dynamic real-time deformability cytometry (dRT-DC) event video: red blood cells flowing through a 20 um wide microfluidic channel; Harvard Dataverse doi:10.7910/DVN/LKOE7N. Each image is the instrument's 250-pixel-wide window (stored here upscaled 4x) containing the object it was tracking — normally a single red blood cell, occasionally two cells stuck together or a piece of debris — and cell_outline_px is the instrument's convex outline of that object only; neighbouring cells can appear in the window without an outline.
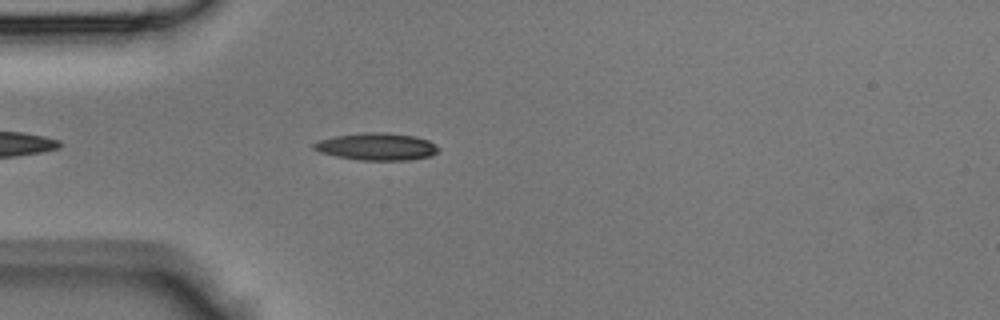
{"species": "Egyptian fruit bat (a non-hibernating species)", "species_latin": "Rousettus aegyptiacus", "temperature_condition": "room temperature", "stored_images_in_passage": 23, "camera_frame_rate_fps": 3000, "um_per_image_px": 0.085, "animal": {"sex": "male"}, "frame": {"image": 1, "passage_image": 4, "time_ms": 1.0, "image_size_px": [1000, 320], "cell_outline_px": [[440, 148], [432, 156], [408, 160], [360, 160], [336, 156], [320, 152], [312, 148], [312, 144], [320, 140], [336, 136], [360, 132], [384, 132], [416, 136], [428, 140], [436, 144]], "centroid_in_image_um": [32.04, 12.46], "position_along_channel_um": 53.0, "area_um2": 19.88}}
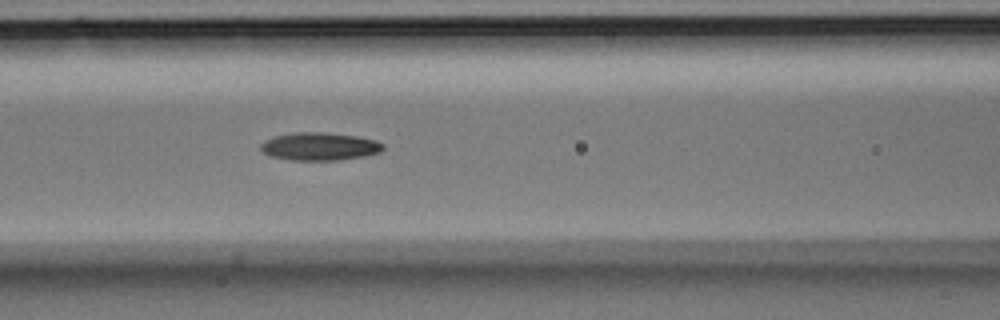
{"frame": {"image": 2, "passage_image": 10, "time_ms": 3.0, "image_size_px": [1000, 320], "cell_outline_px": [[384, 148], [380, 152], [364, 156], [340, 160], [292, 160], [268, 156], [260, 148], [260, 144], [264, 140], [276, 136], [296, 132], [320, 132], [356, 136], [376, 140], [384, 144]], "centroid_in_image_um": [27.16, 12.45], "position_along_channel_um": 139.4, "area_um2": 19.88}}
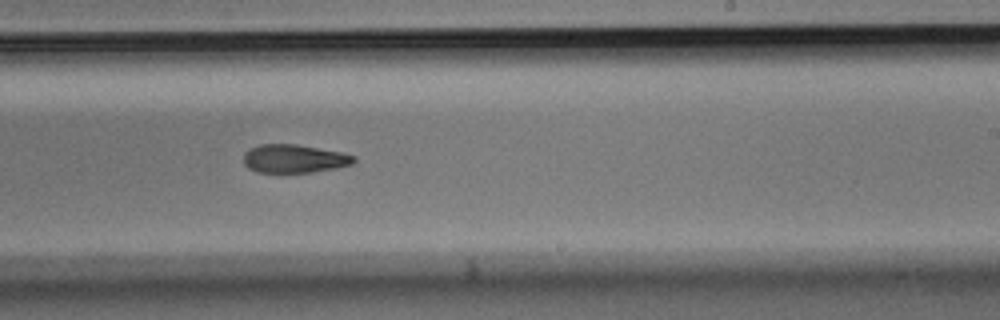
{"frame": {"image": 3, "passage_image": 18, "time_ms": 5.667, "image_size_px": [1000, 320], "cell_outline_px": [[356, 160], [352, 164], [336, 168], [312, 172], [256, 172], [248, 168], [244, 164], [244, 152], [260, 144], [296, 144], [344, 152], [356, 156]], "centroid_in_image_um": [25.03, 13.48], "position_along_channel_um": 264.0, "area_um2": 18.32}}